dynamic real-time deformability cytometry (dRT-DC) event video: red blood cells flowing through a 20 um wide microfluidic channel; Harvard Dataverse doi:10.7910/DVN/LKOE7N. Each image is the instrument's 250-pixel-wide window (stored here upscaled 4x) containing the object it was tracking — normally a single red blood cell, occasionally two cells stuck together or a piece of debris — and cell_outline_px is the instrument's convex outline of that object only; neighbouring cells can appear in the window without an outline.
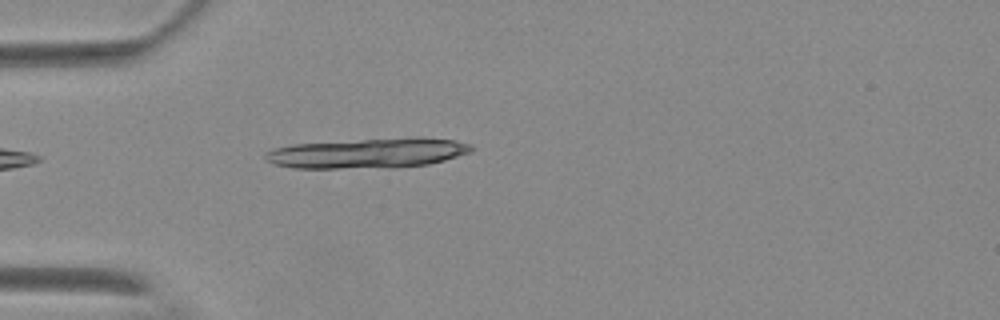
{"species": "Egyptian fruit bat (a non-hibernating species)", "species_latin": "Rousettus aegyptiacus", "temperature_condition": "warm", "stored_images_in_passage": 1, "camera_frame_rate_fps": 3000, "um_per_image_px": 0.085, "animal": {"sex": "female"}, "frame": {"image": 1, "passage_image": 1, "time_ms": 0.0, "image_size_px": [1000, 320], "cell_outline_px": [[476, 148], [472, 152], [444, 160], [428, 164], [392, 168], [292, 168], [276, 164], [268, 160], [264, 156], [264, 152], [272, 148], [292, 144], [416, 136], [420, 136], [456, 140], [472, 144]], "centroid_in_image_um": [31.34, 13.0], "position_along_channel_um": 53.7, "area_um2": 36.65}}